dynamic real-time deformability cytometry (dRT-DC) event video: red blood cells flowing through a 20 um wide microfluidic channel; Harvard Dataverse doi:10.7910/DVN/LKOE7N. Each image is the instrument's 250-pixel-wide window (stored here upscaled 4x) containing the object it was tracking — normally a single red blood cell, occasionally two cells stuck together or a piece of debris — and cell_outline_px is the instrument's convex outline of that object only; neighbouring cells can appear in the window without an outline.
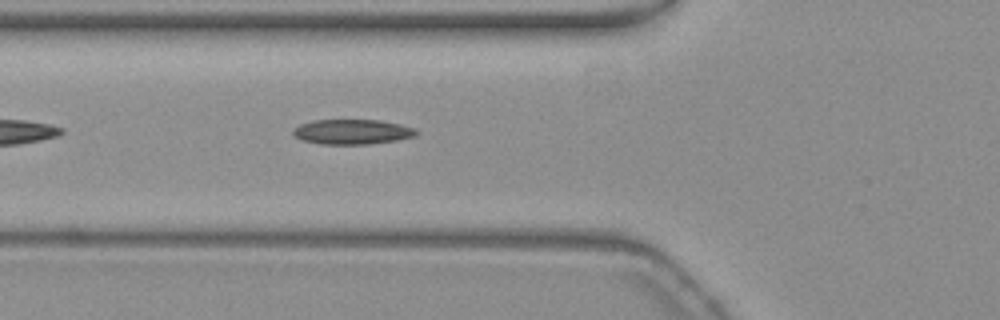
{"species": "common noctule bat (a hibernating species)", "species_latin": "Nyctalus noctula", "temperature_condition": "warm", "stored_images_in_passage": 39, "camera_frame_rate_fps": 3000, "um_per_image_px": 0.085, "animal": {"sex": "female", "body_mass_g": 19.3, "forearm_length_mm": 54.1}, "frame": {"image": 1, "passage_image": 6, "time_ms": 1.667, "image_size_px": [1000, 320], "cell_outline_px": [[420, 132], [416, 136], [396, 140], [368, 144], [320, 144], [300, 140], [292, 136], [292, 128], [300, 124], [312, 120], [380, 120], [400, 124], [416, 128]], "centroid_in_image_um": [29.91, 11.2], "position_along_channel_um": 95.9, "area_um2": 18.21}}
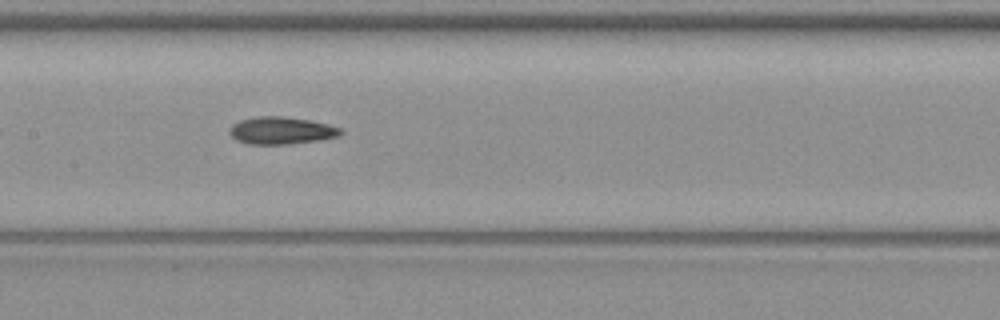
{"frame": {"image": 2, "passage_image": 13, "time_ms": 4.0, "image_size_px": [1000, 320], "cell_outline_px": [[344, 132], [340, 136], [316, 140], [288, 144], [248, 144], [236, 140], [228, 132], [232, 124], [240, 120], [256, 116], [280, 116], [308, 120], [328, 124], [340, 128]], "centroid_in_image_um": [23.88, 11.09], "position_along_channel_um": 183.5, "area_um2": 17.63}}
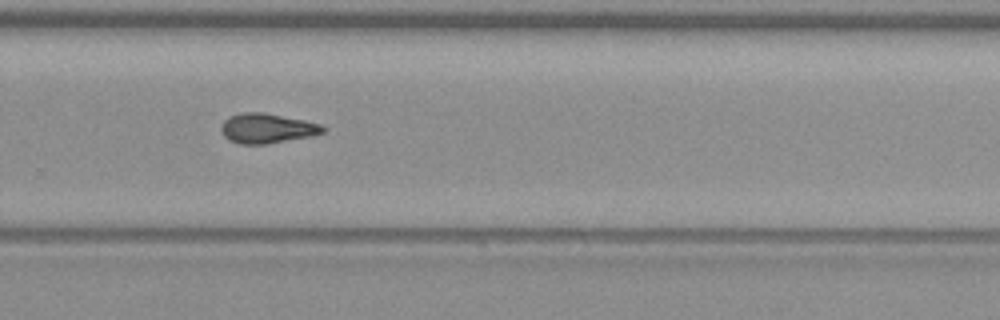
{"frame": {"image": 3, "passage_image": 23, "time_ms": 7.333, "image_size_px": [1000, 320], "cell_outline_px": [[324, 132], [312, 136], [268, 144], [240, 144], [228, 140], [224, 136], [220, 128], [224, 120], [240, 112], [264, 112], [304, 120], [320, 124], [324, 128]], "centroid_in_image_um": [22.68, 10.91], "position_along_channel_um": 307.1, "area_um2": 17.69}}